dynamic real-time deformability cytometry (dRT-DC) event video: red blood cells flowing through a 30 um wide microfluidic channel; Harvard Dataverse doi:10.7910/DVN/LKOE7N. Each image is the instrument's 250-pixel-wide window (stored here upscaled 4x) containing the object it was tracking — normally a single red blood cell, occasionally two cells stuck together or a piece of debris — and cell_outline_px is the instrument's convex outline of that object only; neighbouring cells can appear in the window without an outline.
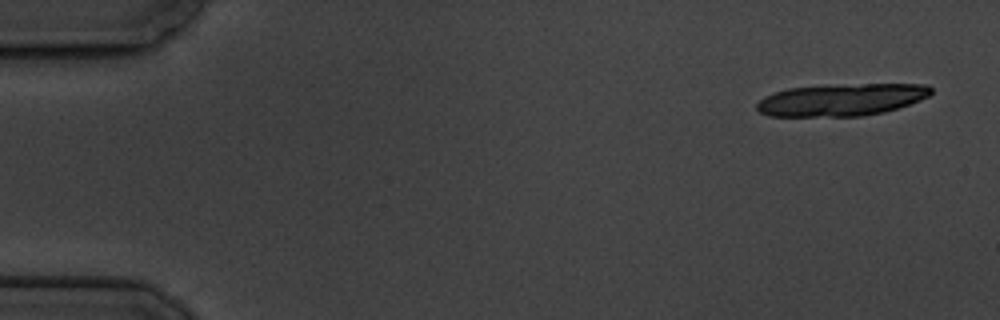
{"species": "common noctule bat (a hibernating species)", "species_latin": "Nyctalus noctula", "temperature_condition": "cold", "stored_images_in_passage": 11, "camera_frame_rate_fps": 3000, "um_per_image_px": 0.085, "animal": {"sex": "male", "body_mass_g": 19.5, "forearm_length_mm": 54.6}, "frame": {"image": 1, "passage_image": 1, "time_ms": 0.0, "image_size_px": [1000, 320], "cell_outline_px": [[932, 92], [928, 96], [920, 100], [884, 112], [864, 116], [768, 116], [760, 112], [756, 108], [756, 104], [764, 96], [788, 88], [864, 84], [928, 84], [932, 88]], "centroid_in_image_um": [71.53, 8.49], "position_along_channel_um": 13.5, "area_um2": 32.37}}
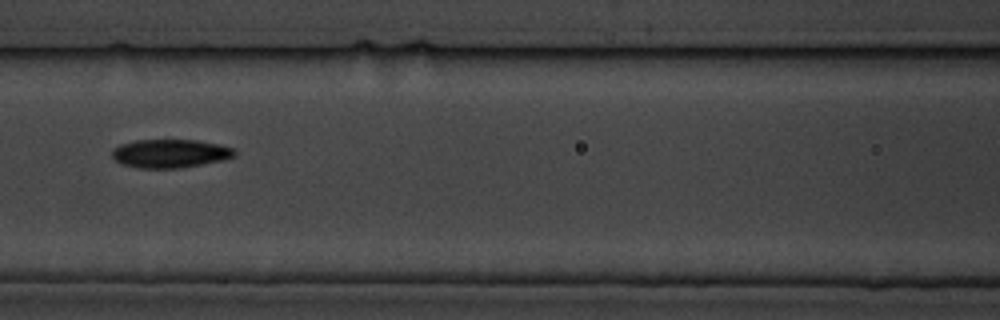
{"frame": {"image": 2, "passage_image": 7, "time_ms": 8.0, "image_size_px": [1000, 320], "cell_outline_px": [[236, 156], [224, 160], [180, 168], [140, 168], [120, 164], [112, 156], [112, 148], [120, 144], [136, 140], [196, 140], [220, 144], [232, 148], [236, 152]], "centroid_in_image_um": [14.46, 13.04], "position_along_channel_um": 152.1, "area_um2": 20.46}}
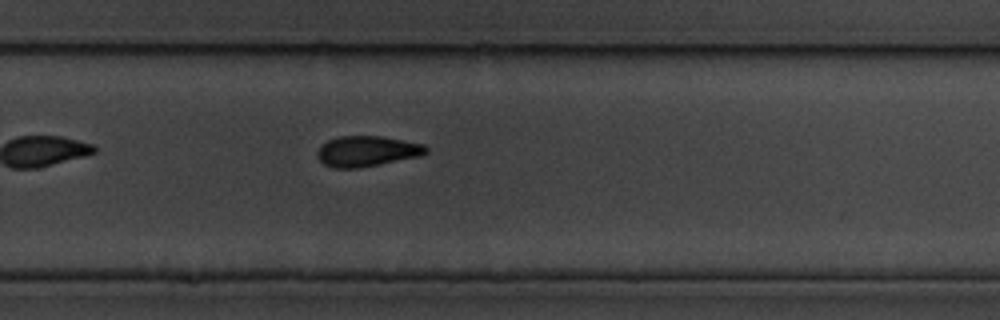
{"frame": {"image": 3, "passage_image": 11, "time_ms": 12.333, "image_size_px": [1000, 320], "cell_outline_px": [[428, 152], [420, 156], [380, 164], [356, 168], [336, 168], [324, 164], [316, 156], [316, 152], [320, 144], [328, 140], [340, 136], [384, 136], [424, 144], [428, 148]], "centroid_in_image_um": [31.18, 12.84], "position_along_channel_um": 298.6, "area_um2": 19.48}}